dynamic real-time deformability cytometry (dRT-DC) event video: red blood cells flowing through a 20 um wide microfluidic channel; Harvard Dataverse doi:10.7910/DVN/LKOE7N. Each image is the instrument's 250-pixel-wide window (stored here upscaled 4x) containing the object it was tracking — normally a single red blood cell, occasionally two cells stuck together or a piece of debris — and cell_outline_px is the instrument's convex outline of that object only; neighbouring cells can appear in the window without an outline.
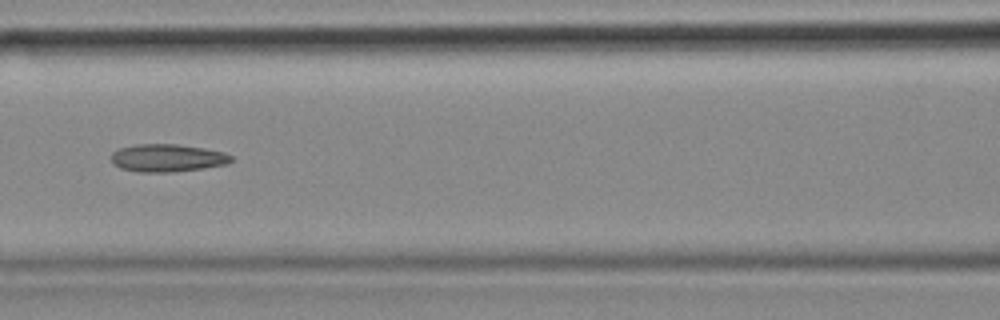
{"species": "common noctule bat (a hibernating species)", "species_latin": "Nyctalus noctula", "temperature_condition": "cold", "stored_images_in_passage": 53, "camera_frame_rate_fps": 3000, "um_per_image_px": 0.085, "animal": {"sex": "female", "body_mass_g": 18.4}, "frame": {"image": 1, "passage_image": 23, "time_ms": 7.333, "image_size_px": [1000, 320], "cell_outline_px": [[232, 160], [228, 164], [204, 168], [172, 172], [136, 172], [120, 168], [112, 160], [112, 152], [120, 148], [136, 144], [176, 144], [204, 148], [224, 152], [232, 156]], "centroid_in_image_um": [14.24, 13.43], "position_along_channel_um": 152.4, "area_um2": 19.36}}
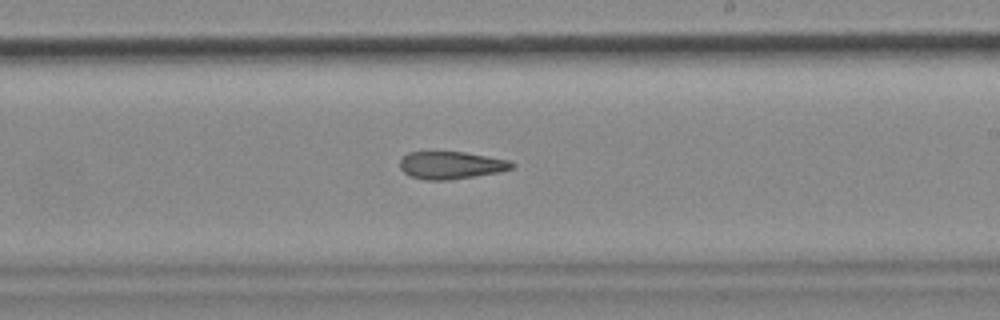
{"frame": {"image": 2, "passage_image": 31, "time_ms": 10.0, "image_size_px": [1000, 320], "cell_outline_px": [[516, 164], [512, 168], [500, 172], [448, 180], [424, 180], [412, 176], [404, 172], [400, 168], [400, 160], [408, 152], [464, 152], [508, 160]], "centroid_in_image_um": [38.34, 14.04], "position_along_channel_um": 250.7, "area_um2": 17.8}, "authors_computed_cell_mechanics": {"area_um2": 19.3052, "velocity_mm_per_s": 3.7167, "shape_relaxation_time_tau1_ms": null, "shape_relaxation_time_tau2_ms": 5.1889, "deformation_change_tau1": null, "deformation_change_tau2": 0.1538}}